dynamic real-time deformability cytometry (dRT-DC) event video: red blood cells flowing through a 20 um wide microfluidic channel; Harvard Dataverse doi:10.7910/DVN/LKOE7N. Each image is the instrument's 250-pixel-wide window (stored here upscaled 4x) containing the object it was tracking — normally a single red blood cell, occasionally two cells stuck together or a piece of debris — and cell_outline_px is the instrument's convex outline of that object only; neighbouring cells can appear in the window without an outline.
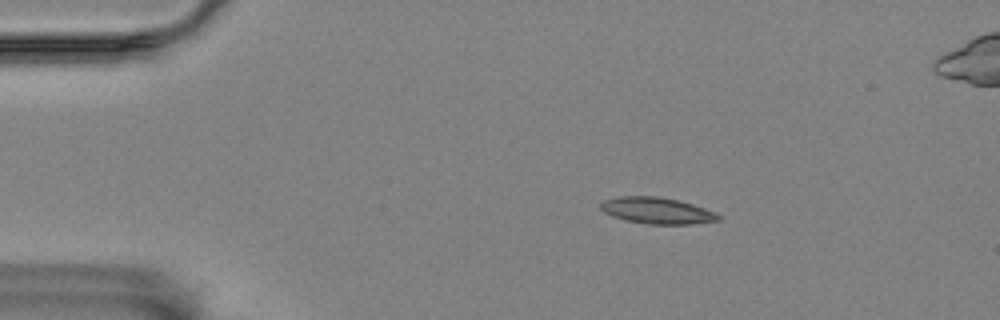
{"species": "Egyptian fruit bat (a non-hibernating species)", "species_latin": "Rousettus aegyptiacus", "temperature_condition": "room temperature", "stored_images_in_passage": 5, "camera_frame_rate_fps": 3000, "um_per_image_px": 0.085, "animal": {"sex": "female"}, "frame": {"image": 1, "passage_image": 2, "time_ms": 1.333, "image_size_px": [1000, 320], "cell_outline_px": [[720, 220], [692, 224], [648, 224], [624, 220], [612, 216], [604, 212], [600, 208], [600, 204], [604, 200], [620, 196], [660, 196], [680, 200], [716, 212], [720, 216]], "centroid_in_image_um": [55.84, 17.9], "position_along_channel_um": 29.2, "area_um2": 18.21}}